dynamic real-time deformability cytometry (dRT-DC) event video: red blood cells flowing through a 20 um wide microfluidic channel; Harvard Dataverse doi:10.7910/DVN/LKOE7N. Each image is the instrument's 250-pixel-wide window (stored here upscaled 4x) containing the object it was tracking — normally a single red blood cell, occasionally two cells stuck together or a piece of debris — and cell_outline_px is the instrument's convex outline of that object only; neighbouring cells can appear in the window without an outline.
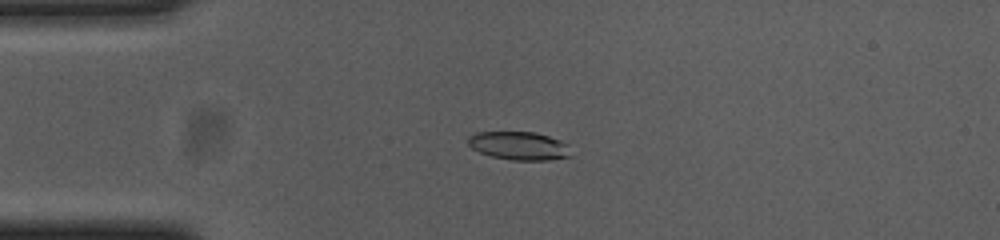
{"species": "common noctule bat (a hibernating species)", "species_latin": "Nyctalus noctula", "temperature_condition": "cold", "stored_images_in_passage": 44, "camera_frame_rate_fps": 3000, "um_per_image_px": 0.085, "animal": {"sex": "female", "body_mass_g": 23.0, "forearm_length_mm": 53.4}, "frame": {"image": 1, "passage_image": 2, "time_ms": 0.333, "image_size_px": [1000, 240], "cell_outline_px": [[568, 156], [548, 160], [512, 160], [492, 156], [480, 152], [472, 148], [468, 144], [468, 136], [476, 132], [536, 132], [560, 140], [568, 144]], "centroid_in_image_um": [44.08, 12.38], "position_along_channel_um": 40.9, "area_um2": 16.76}}
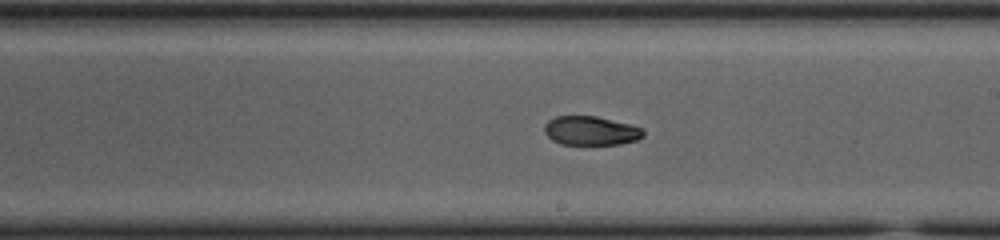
{"frame": {"image": 2, "passage_image": 20, "time_ms": 6.333, "image_size_px": [1000, 240], "cell_outline_px": [[644, 136], [636, 140], [620, 144], [560, 144], [552, 140], [544, 132], [544, 124], [548, 120], [556, 116], [596, 116], [644, 128]], "centroid_in_image_um": [50.21, 11.11], "position_along_channel_um": 238.8, "area_um2": 16.7}}
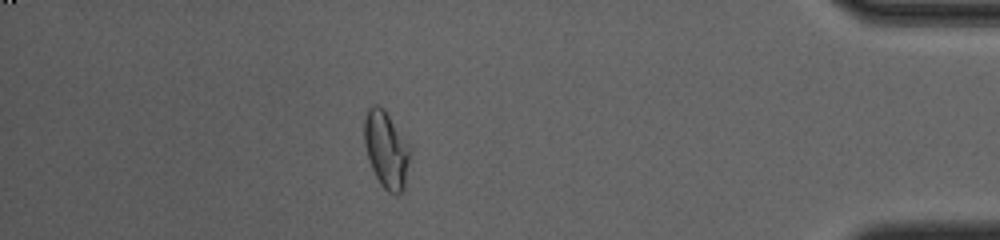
{"frame": {"image": 3, "passage_image": 37, "time_ms": 12.0, "image_size_px": [1000, 240], "cell_outline_px": [[412, 152], [404, 188], [396, 196], [388, 192], [380, 184], [372, 168], [364, 144], [364, 116], [368, 108], [372, 104], [376, 104], [384, 108], [412, 148]], "centroid_in_image_um": [32.85, 12.7], "position_along_channel_um": 402.3, "area_um2": 20.87}, "authors_computed_cell_mechanics": {"area_um2": 18.1203, "velocity_mm_per_s": 3.6996, "shape_relaxation_time_tau1_ms": null, "shape_relaxation_time_tau2_ms": 2.4718, "deformation_change_tau1": null, "deformation_change_tau2": 0.06}}